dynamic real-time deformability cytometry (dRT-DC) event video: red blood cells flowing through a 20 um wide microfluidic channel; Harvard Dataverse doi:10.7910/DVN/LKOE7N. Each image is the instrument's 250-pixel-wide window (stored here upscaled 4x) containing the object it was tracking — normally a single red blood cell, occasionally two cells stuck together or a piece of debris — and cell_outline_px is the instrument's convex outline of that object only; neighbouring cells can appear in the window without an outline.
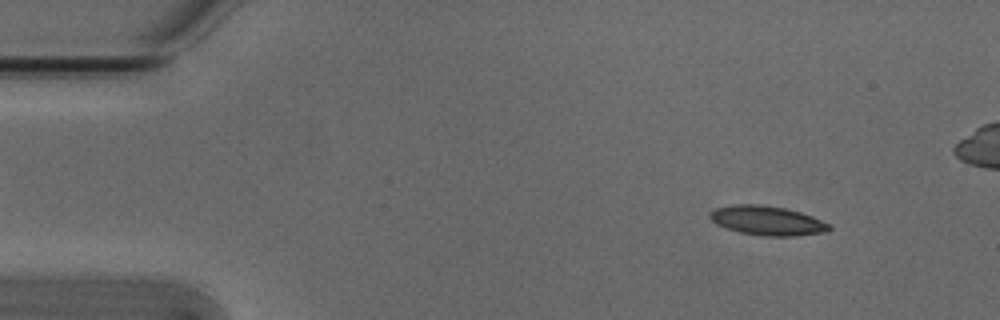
{"species": "Egyptian fruit bat (a non-hibernating species)", "species_latin": "Rousettus aegyptiacus", "temperature_condition": "cold", "stored_images_in_passage": 53, "camera_frame_rate_fps": 3000, "um_per_image_px": 0.085, "animal": {"sex": "male"}, "frame": {"image": 1, "passage_image": 5, "time_ms": 1.333, "image_size_px": [1000, 320], "cell_outline_px": [[832, 228], [824, 232], [796, 236], [760, 236], [740, 232], [716, 224], [708, 216], [708, 212], [716, 208], [736, 204], [760, 204], [784, 208], [800, 212], [812, 216], [832, 224]], "centroid_in_image_um": [65.22, 18.75], "position_along_channel_um": 19.8, "area_um2": 20.46}}
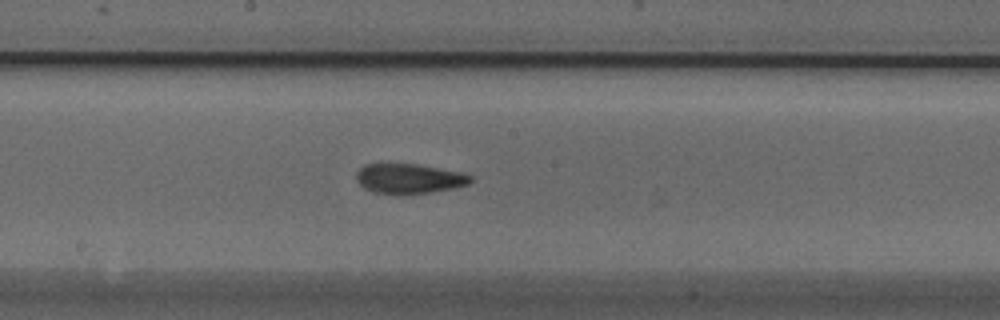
{"frame": {"image": 2, "passage_image": 27, "time_ms": 8.667, "image_size_px": [1000, 320], "cell_outline_px": [[472, 180], [468, 184], [452, 188], [432, 192], [400, 196], [372, 192], [364, 188], [356, 180], [356, 172], [364, 164], [380, 160], [416, 164], [460, 172], [472, 176]], "centroid_in_image_um": [34.66, 15.16], "position_along_channel_um": 213.5, "area_um2": 20.87}}
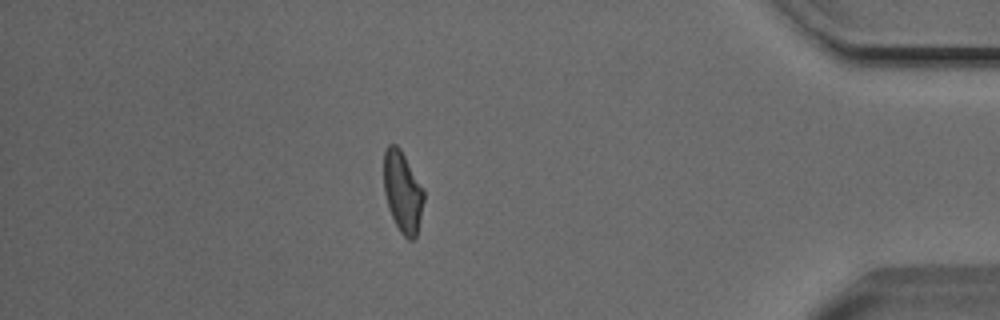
{"frame": {"image": 3, "passage_image": 45, "time_ms": 14.667, "image_size_px": [1000, 320], "cell_outline_px": [[424, 200], [416, 236], [412, 240], [408, 240], [400, 232], [388, 208], [384, 192], [384, 148], [388, 144], [396, 144], [400, 148], [424, 188]], "centroid_in_image_um": [34.22, 16.28], "position_along_channel_um": 401.0, "area_um2": 19.02}, "authors_computed_cell_mechanics": {"area_um2": 20.0566, "velocity_mm_per_s": 3.8429, "shape_relaxation_time_tau1_ms": 6.529, "shape_relaxation_time_tau2_ms": 1.3108, "deformation_change_tau1": 0.1825, "deformation_change_tau2": 0.0741}}